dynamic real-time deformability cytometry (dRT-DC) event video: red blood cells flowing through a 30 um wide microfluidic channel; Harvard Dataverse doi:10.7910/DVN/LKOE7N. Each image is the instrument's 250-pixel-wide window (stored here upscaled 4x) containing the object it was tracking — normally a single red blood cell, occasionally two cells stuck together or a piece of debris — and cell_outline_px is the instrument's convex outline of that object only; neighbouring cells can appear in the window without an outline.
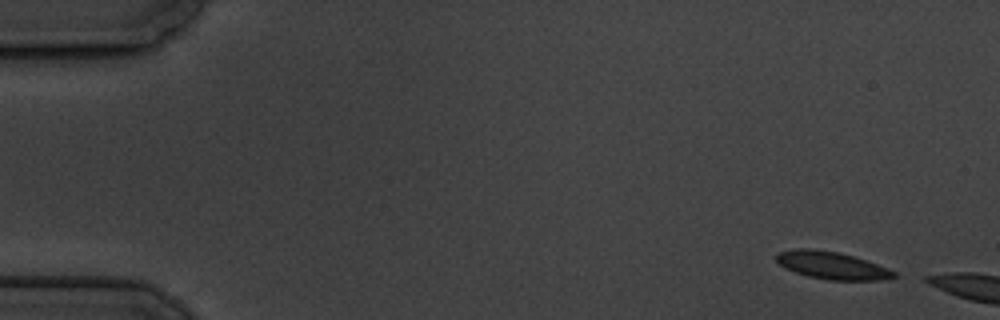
{"species": "common noctule bat (a hibernating species)", "species_latin": "Nyctalus noctula", "temperature_condition": "cold", "stored_images_in_passage": 5, "camera_frame_rate_fps": 3000, "um_per_image_px": 0.085, "animal": {"sex": "male", "body_mass_g": 19.5, "forearm_length_mm": 54.6}, "frame": {"image": 1, "passage_image": 1, "time_ms": 0.0, "image_size_px": [1000, 320], "cell_outline_px": [[900, 276], [880, 280], [828, 280], [808, 276], [784, 268], [776, 260], [776, 252], [796, 248], [812, 248], [840, 252], [888, 268], [896, 272]], "centroid_in_image_um": [70.69, 22.55], "position_along_channel_um": 14.3, "area_um2": 18.9}}
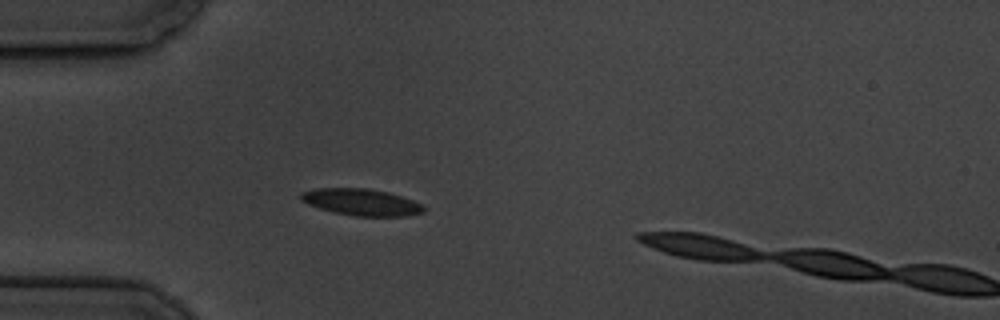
{"frame": {"image": 2, "passage_image": 4, "time_ms": 4.333, "image_size_px": [1000, 320], "cell_outline_px": [[424, 212], [408, 216], [356, 216], [336, 212], [320, 208], [308, 204], [300, 200], [300, 192], [316, 188], [368, 188], [388, 192], [424, 204]], "centroid_in_image_um": [30.72, 17.17], "position_along_channel_um": 54.3, "area_um2": 19.07}}